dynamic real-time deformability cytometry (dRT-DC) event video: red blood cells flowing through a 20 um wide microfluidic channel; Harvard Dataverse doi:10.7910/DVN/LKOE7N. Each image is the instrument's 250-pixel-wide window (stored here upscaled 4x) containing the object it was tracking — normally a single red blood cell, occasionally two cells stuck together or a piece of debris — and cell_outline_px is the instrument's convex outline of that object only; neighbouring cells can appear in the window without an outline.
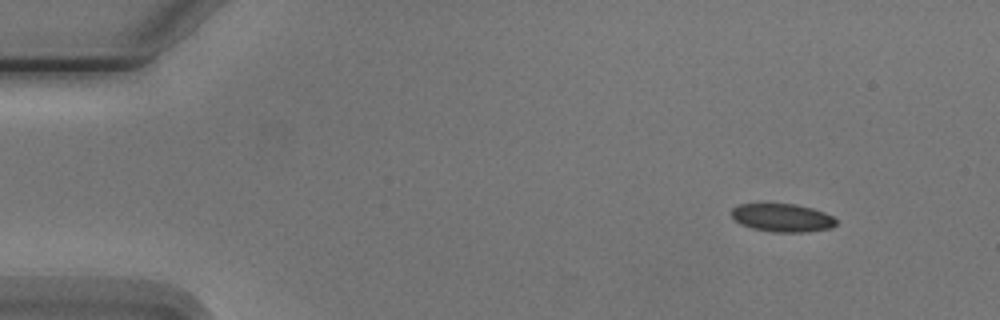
{"species": "Egyptian fruit bat (a non-hibernating species)", "species_latin": "Rousettus aegyptiacus", "temperature_condition": "cold", "stored_images_in_passage": 9, "camera_frame_rate_fps": 3000, "um_per_image_px": 0.085, "animal": {"sex": "male"}, "frame": {"image": 1, "passage_image": 1, "time_ms": 0.0, "image_size_px": [1000, 320], "cell_outline_px": [[836, 224], [832, 228], [808, 232], [772, 232], [752, 228], [740, 224], [732, 216], [732, 208], [740, 204], [796, 204], [812, 208], [824, 212], [832, 216], [836, 220]], "centroid_in_image_um": [66.52, 18.52], "position_along_channel_um": 18.5, "area_um2": 17.17}}
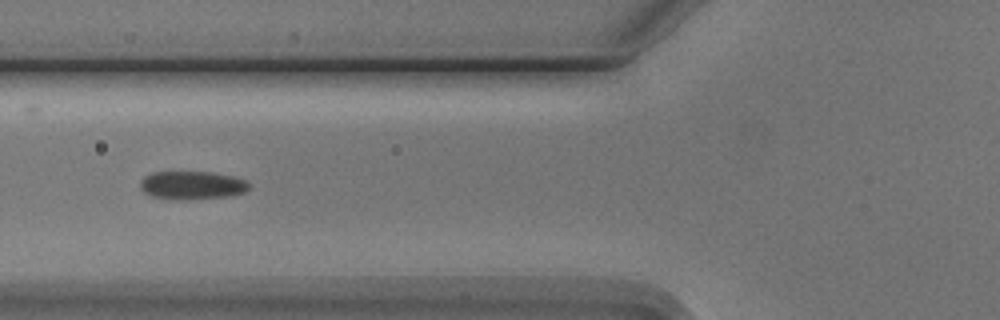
{"frame": {"image": 2, "passage_image": 5, "time_ms": 5.0, "image_size_px": [1000, 320], "cell_outline_px": [[252, 184], [244, 192], [232, 196], [180, 200], [176, 200], [152, 196], [144, 192], [140, 188], [140, 180], [144, 176], [152, 172], [212, 172], [232, 176], [248, 180]], "centroid_in_image_um": [16.34, 15.74], "position_along_channel_um": 109.5, "area_um2": 18.15}}
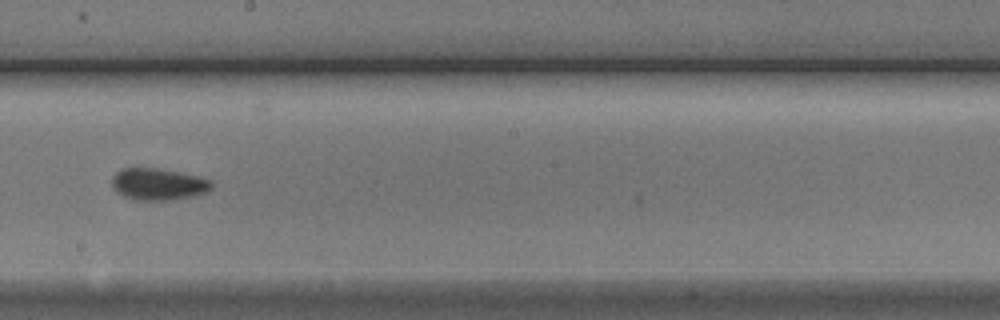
{"frame": {"image": 3, "passage_image": 8, "time_ms": 8.333, "image_size_px": [1000, 320], "cell_outline_px": [[212, 188], [208, 192], [192, 196], [168, 200], [136, 200], [124, 196], [116, 192], [112, 184], [112, 176], [120, 168], [156, 168], [196, 176], [212, 180]], "centroid_in_image_um": [13.43, 15.66], "position_along_channel_um": 234.8, "area_um2": 18.38}}